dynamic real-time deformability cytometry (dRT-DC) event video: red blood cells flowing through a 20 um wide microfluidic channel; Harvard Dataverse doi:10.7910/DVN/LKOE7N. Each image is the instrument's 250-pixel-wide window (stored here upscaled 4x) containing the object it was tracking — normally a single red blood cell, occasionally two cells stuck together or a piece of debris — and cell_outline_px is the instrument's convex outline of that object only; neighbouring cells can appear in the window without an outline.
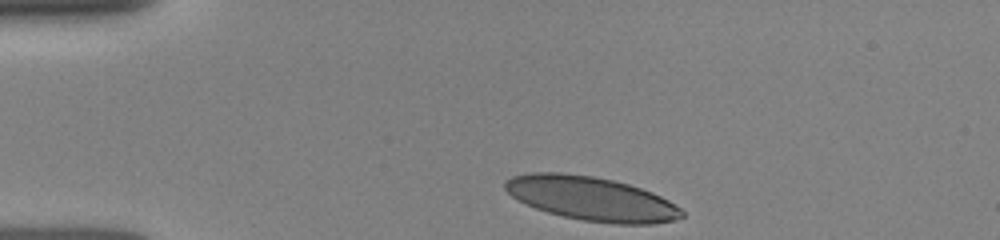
{"species": "human", "species_latin": "Homo sapiens", "temperature_condition": "room temperature", "stored_images_in_passage": 23, "camera_frame_rate_fps": 3000, "um_per_image_px": 0.085, "donor": {"sex": "female"}, "frame": {"image": 1, "passage_image": 1, "time_ms": 0.0, "image_size_px": [1000, 240], "cell_outline_px": [[684, 216], [676, 220], [652, 224], [616, 224], [584, 220], [564, 216], [548, 212], [536, 208], [512, 196], [504, 188], [504, 184], [512, 176], [528, 172], [560, 172], [592, 176], [612, 180], [628, 184], [652, 192], [668, 200], [680, 208], [684, 212]], "centroid_in_image_um": [50.29, 16.88], "position_along_channel_um": 34.7, "area_um2": 44.97}}
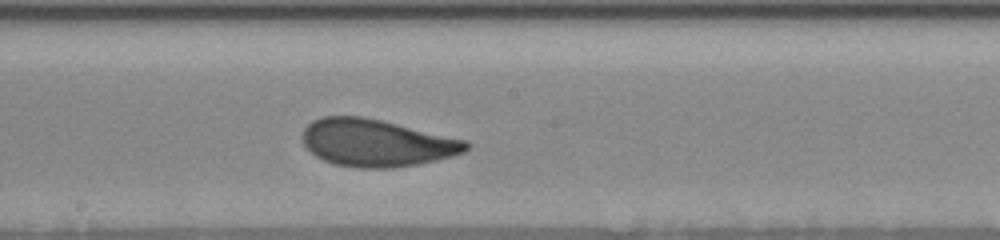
{"frame": {"image": 2, "passage_image": 14, "time_ms": 5.667, "image_size_px": [1000, 240], "cell_outline_px": [[472, 144], [464, 152], [452, 156], [436, 160], [416, 164], [392, 168], [356, 168], [336, 164], [324, 160], [316, 156], [304, 144], [304, 128], [312, 120], [324, 116], [364, 116], [464, 140]], "centroid_in_image_um": [31.99, 12.14], "position_along_channel_um": 216.2, "area_um2": 44.62}}
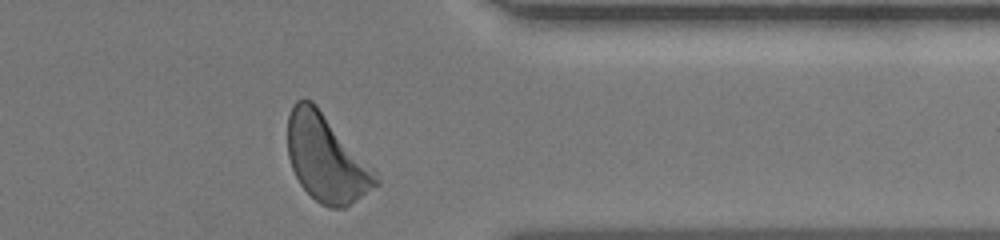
{"frame": {"image": 3, "passage_image": 23, "time_ms": 10.0, "image_size_px": [1000, 240], "cell_outline_px": [[380, 184], [344, 208], [328, 208], [320, 204], [300, 184], [292, 168], [288, 156], [288, 116], [292, 104], [296, 100], [304, 96], [312, 100], [316, 104], [376, 172], [380, 180]], "centroid_in_image_um": [27.71, 13.44], "position_along_channel_um": 383.7, "area_um2": 44.51}}